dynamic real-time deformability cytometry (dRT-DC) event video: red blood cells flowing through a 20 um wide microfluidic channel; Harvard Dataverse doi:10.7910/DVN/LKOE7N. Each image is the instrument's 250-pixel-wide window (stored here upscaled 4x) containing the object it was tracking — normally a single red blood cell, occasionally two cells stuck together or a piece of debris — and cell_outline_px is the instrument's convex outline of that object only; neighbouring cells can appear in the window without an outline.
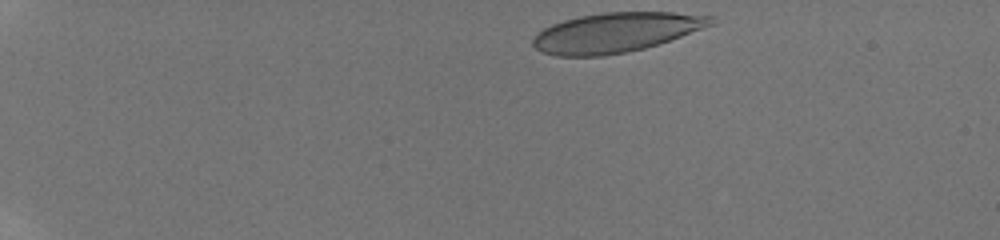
{"species": "human", "species_latin": "Homo sapiens", "temperature_condition": "room temperature", "stored_images_in_passage": 35, "camera_frame_rate_fps": 3000, "um_per_image_px": 0.085, "donor": {"sex": "male"}, "frame": {"image": 1, "passage_image": 1, "time_ms": 0.0, "image_size_px": [1000, 240], "cell_outline_px": [[716, 24], [644, 48], [628, 52], [604, 56], [556, 56], [544, 52], [536, 48], [532, 44], [532, 40], [544, 28], [552, 24], [564, 20], [580, 16], [604, 12], [672, 12], [712, 16], [716, 20]], "centroid_in_image_um": [52.37, 2.75], "position_along_channel_um": 32.6, "area_um2": 40.86}}
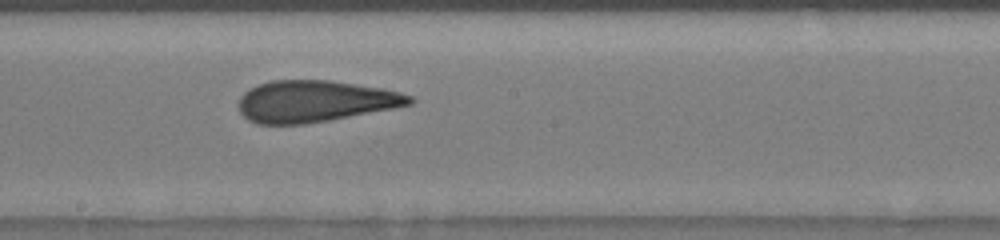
{"frame": {"image": 2, "passage_image": 17, "time_ms": 7.667, "image_size_px": [1000, 240], "cell_outline_px": [[416, 100], [412, 104], [392, 108], [328, 120], [304, 124], [256, 124], [248, 120], [240, 112], [240, 96], [248, 88], [272, 80], [328, 80], [380, 88], [400, 92], [412, 96]], "centroid_in_image_um": [26.74, 8.6], "position_along_channel_um": 221.5, "area_um2": 41.1}}
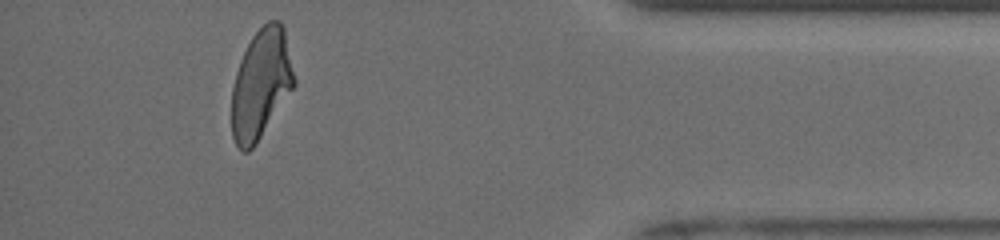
{"frame": {"image": 3, "passage_image": 32, "time_ms": 13.333, "image_size_px": [1000, 240], "cell_outline_px": [[296, 84], [256, 144], [248, 152], [240, 152], [232, 136], [232, 88], [236, 72], [240, 60], [252, 36], [268, 20], [280, 20], [284, 28], [296, 80]], "centroid_in_image_um": [22.19, 7.15], "position_along_channel_um": 413.0, "area_um2": 39.88}, "authors_computed_cell_mechanics": {"area_um2": 40.9802, "velocity_mm_per_s": 3.9343, "shape_relaxation_time_tau1_ms": 7.9366, "shape_relaxation_time_tau2_ms": 1.4204, "deformation_change_tau1": 0.2277, "deformation_change_tau2": 0.0903}}